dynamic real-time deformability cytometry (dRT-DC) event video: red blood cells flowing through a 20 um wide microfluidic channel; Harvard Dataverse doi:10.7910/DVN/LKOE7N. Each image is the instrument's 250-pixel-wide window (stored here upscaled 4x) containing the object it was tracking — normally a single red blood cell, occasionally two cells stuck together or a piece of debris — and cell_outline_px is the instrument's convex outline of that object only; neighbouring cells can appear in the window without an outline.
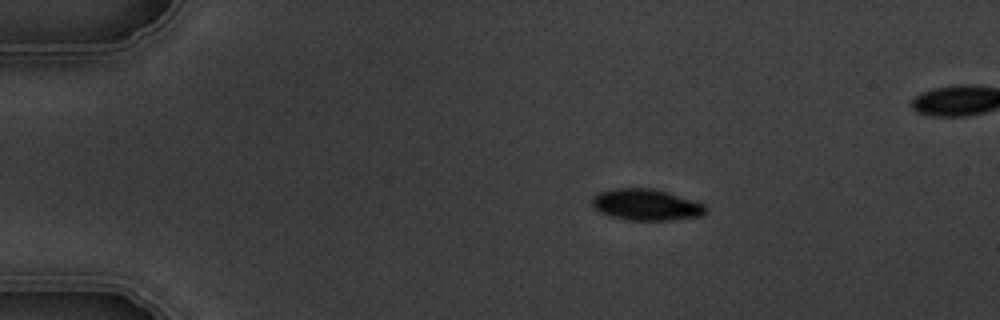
{"species": "common noctule bat (a hibernating species)", "species_latin": "Nyctalus noctula", "temperature_condition": "warm", "stored_images_in_passage": 6, "segment_of_instrument_passage": [1, 2], "camera_frame_rate_fps": 3000, "um_per_image_px": 0.085, "animal": {"sex": "male", "body_mass_g": 19.5, "forearm_length_mm": 54.6}, "frame": {"image": 1, "passage_image": 3, "time_ms": 2.333, "image_size_px": [1000, 320], "cell_outline_px": [[708, 208], [700, 216], [672, 220], [628, 220], [608, 216], [592, 208], [592, 196], [596, 192], [608, 188], [656, 188], [704, 204]], "centroid_in_image_um": [54.85, 17.39], "position_along_channel_um": 30.2, "area_um2": 21.1}}